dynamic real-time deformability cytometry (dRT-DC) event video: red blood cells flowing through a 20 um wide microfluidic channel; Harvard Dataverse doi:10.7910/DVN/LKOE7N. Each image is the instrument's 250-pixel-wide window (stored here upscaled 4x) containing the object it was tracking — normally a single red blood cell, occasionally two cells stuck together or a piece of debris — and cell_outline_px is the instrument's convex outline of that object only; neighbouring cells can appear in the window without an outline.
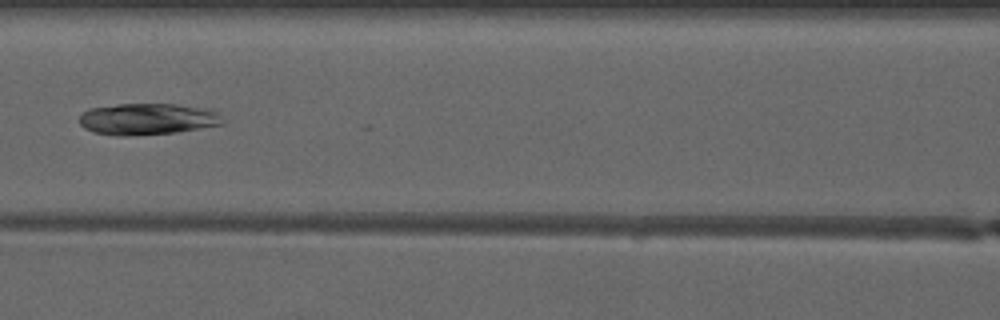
{"species": "common noctule bat (a hibernating species)", "species_latin": "Nyctalus noctula", "temperature_condition": "warm", "stored_images_in_passage": 7, "camera_frame_rate_fps": 3000, "um_per_image_px": 0.085, "animal": {"sex": "male", "forearm_length_mm": 52.5}, "frame": {"image": 1, "passage_image": 7, "time_ms": 7.0, "image_size_px": [1000, 320], "cell_outline_px": [[224, 124], [176, 132], [132, 136], [116, 136], [92, 132], [84, 128], [80, 124], [80, 112], [88, 108], [116, 104], [176, 104], [208, 108], [216, 112], [224, 120]], "centroid_in_image_um": [12.5, 10.12], "position_along_channel_um": 154.1, "area_um2": 26.65}}